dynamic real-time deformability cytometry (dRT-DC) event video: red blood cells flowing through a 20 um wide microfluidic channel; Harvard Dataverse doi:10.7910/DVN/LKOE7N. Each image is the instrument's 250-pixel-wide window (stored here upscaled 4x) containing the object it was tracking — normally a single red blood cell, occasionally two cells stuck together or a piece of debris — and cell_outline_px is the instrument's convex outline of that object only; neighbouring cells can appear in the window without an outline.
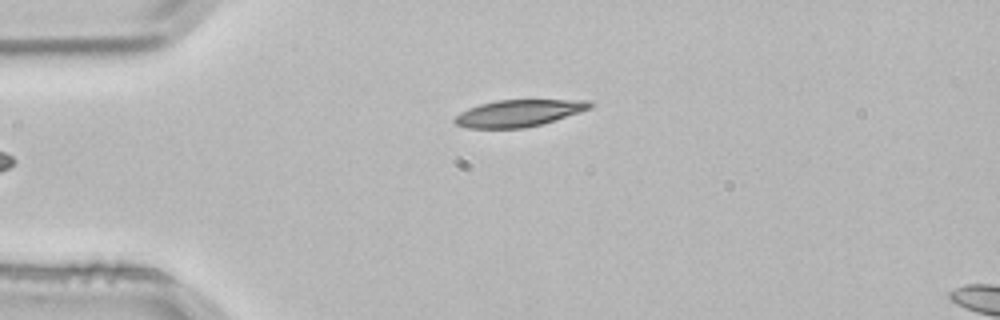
{"species": "common noctule bat (a hibernating species)", "species_latin": "Nyctalus noctula", "temperature_condition": "room temperature", "stored_images_in_passage": 3, "camera_frame_rate_fps": 3000, "um_per_image_px": 0.085, "animal": {"sex": "male", "body_mass_g": 21.5, "forearm_length_mm": 52.0}, "frame": {"image": 1, "passage_image": 3, "time_ms": 0.667, "image_size_px": [1000, 320], "cell_outline_px": [[592, 108], [580, 112], [540, 124], [524, 128], [468, 128], [456, 124], [452, 120], [460, 112], [468, 108], [480, 104], [496, 100], [588, 100], [592, 104]], "centroid_in_image_um": [44.06, 9.61], "position_along_channel_um": 40.9, "area_um2": 20.98}}